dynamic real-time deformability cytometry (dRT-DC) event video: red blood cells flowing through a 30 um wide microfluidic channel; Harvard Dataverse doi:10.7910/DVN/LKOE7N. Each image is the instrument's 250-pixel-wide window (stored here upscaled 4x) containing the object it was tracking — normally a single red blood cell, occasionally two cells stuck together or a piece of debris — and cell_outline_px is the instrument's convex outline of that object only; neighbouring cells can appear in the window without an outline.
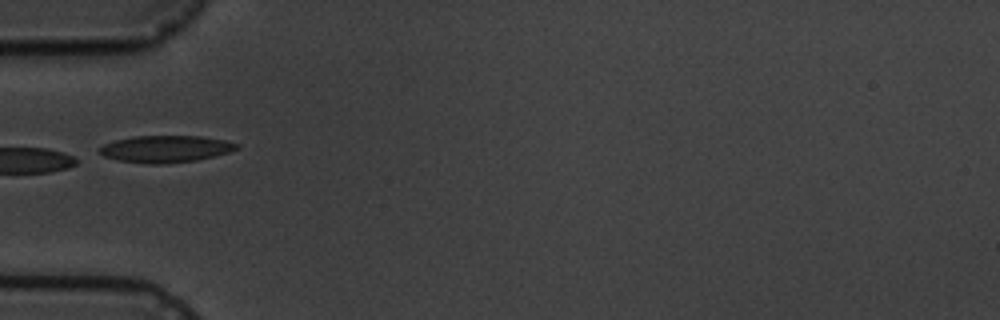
{"species": "common noctule bat (a hibernating species)", "species_latin": "Nyctalus noctula", "temperature_condition": "cold", "stored_images_in_passage": 6, "camera_frame_rate_fps": 3000, "um_per_image_px": 0.085, "animal": {"sex": "male", "body_mass_g": 19.5, "forearm_length_mm": 54.6}, "frame": {"image": 1, "passage_image": 1, "time_ms": 0.0, "image_size_px": [1000, 320], "cell_outline_px": [[240, 148], [228, 152], [196, 160], [168, 164], [148, 164], [120, 160], [104, 156], [100, 152], [100, 148], [104, 144], [116, 140], [132, 136], [200, 136], [224, 140], [240, 144]], "centroid_in_image_um": [14.1, 12.66], "position_along_channel_um": 70.9, "area_um2": 21.39}}
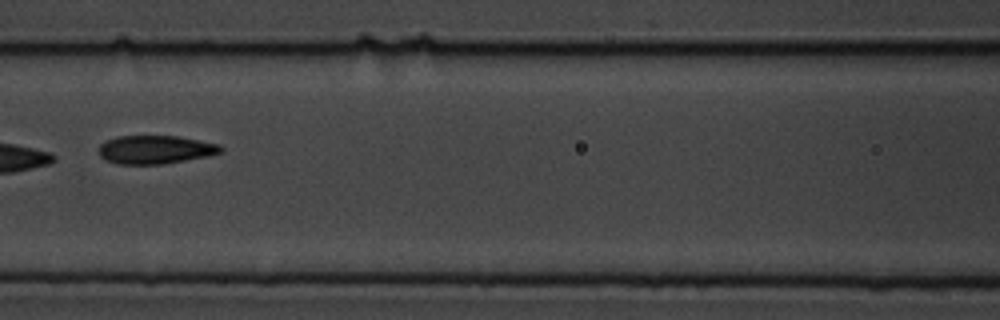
{"frame": {"image": 2, "passage_image": 3, "time_ms": 2.333, "image_size_px": [1000, 320], "cell_outline_px": [[224, 148], [220, 152], [208, 156], [164, 164], [116, 164], [104, 160], [100, 156], [100, 144], [104, 140], [116, 136], [176, 136], [220, 144]], "centroid_in_image_um": [13.17, 12.72], "position_along_channel_um": 153.4, "area_um2": 20.29}}
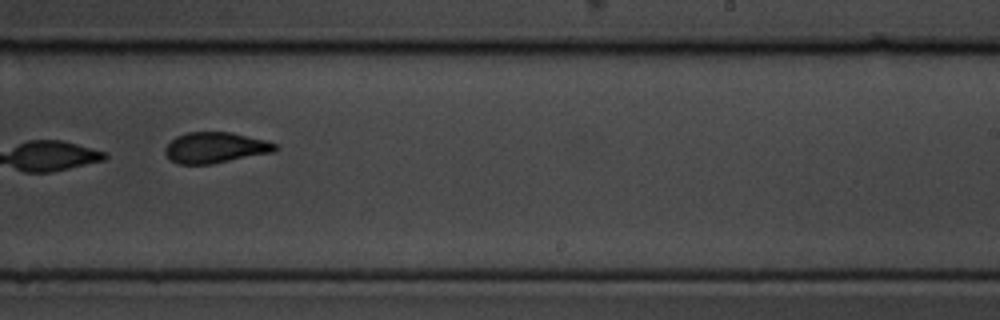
{"frame": {"image": 3, "passage_image": 6, "time_ms": 5.667, "image_size_px": [1000, 320], "cell_outline_px": [[280, 148], [272, 152], [212, 164], [176, 164], [164, 152], [164, 148], [176, 136], [188, 132], [232, 132], [268, 140], [276, 144]], "centroid_in_image_um": [18.32, 12.54], "position_along_channel_um": 270.7, "area_um2": 19.83}}